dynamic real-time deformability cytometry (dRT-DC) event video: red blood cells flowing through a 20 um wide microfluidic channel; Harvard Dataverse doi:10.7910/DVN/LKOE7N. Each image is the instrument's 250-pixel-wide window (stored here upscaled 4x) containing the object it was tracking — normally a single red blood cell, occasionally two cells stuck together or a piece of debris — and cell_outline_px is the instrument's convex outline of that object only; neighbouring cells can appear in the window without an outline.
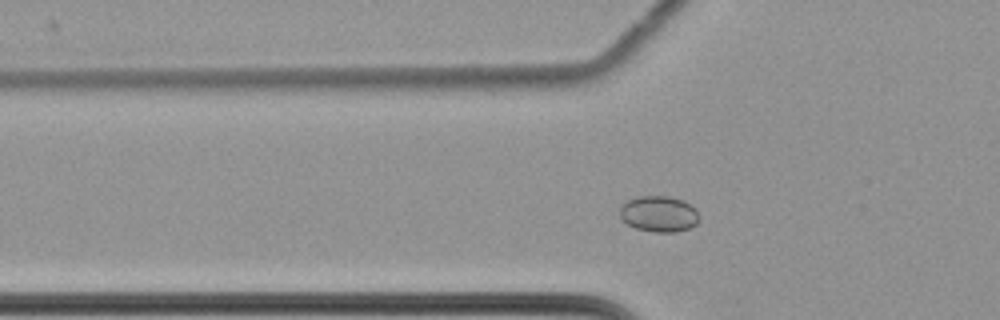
{"species": "common noctule bat (a hibernating species)", "species_latin": "Nyctalus noctula", "temperature_condition": "cold", "stored_images_in_passage": 50, "camera_frame_rate_fps": 3000, "um_per_image_px": 0.085, "animal": {"sex": "female", "body_mass_g": 22.7, "forearm_length_mm": 54.2}, "frame": {"image": 1, "passage_image": 11, "time_ms": 3.333, "image_size_px": [1000, 320], "cell_outline_px": [[700, 220], [696, 224], [688, 228], [676, 232], [652, 232], [636, 228], [628, 224], [620, 216], [620, 204], [624, 200], [640, 196], [672, 196], [684, 200], [696, 208], [700, 216]], "centroid_in_image_um": [56.02, 18.16], "position_along_channel_um": 69.8, "area_um2": 16.99}}
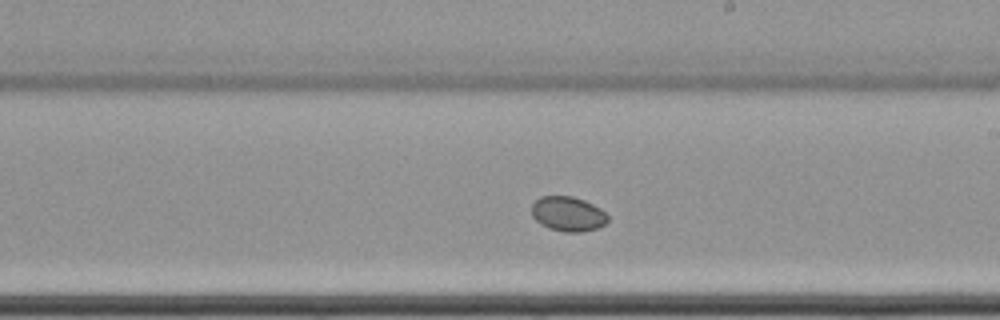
{"frame": {"image": 2, "passage_image": 26, "time_ms": 8.333, "image_size_px": [1000, 320], "cell_outline_px": [[608, 220], [604, 224], [596, 228], [584, 232], [564, 232], [548, 228], [536, 220], [532, 216], [532, 204], [540, 196], [572, 196], [584, 200], [600, 208], [608, 216]], "centroid_in_image_um": [48.27, 18.18], "position_along_channel_um": 240.7, "area_um2": 15.37}}
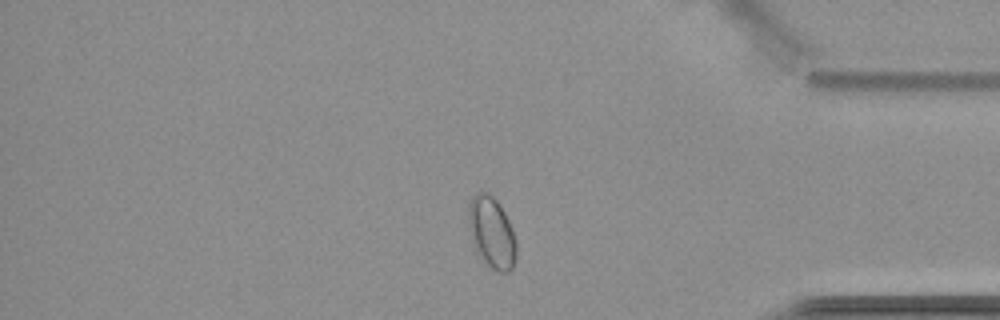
{"frame": {"image": 3, "passage_image": 41, "time_ms": 13.333, "image_size_px": [1000, 320], "cell_outline_px": [[516, 260], [512, 268], [508, 272], [500, 272], [492, 268], [484, 260], [472, 244], [468, 224], [468, 204], [472, 196], [476, 192], [484, 192], [492, 196], [496, 200], [504, 212], [512, 228], [516, 240]], "centroid_in_image_um": [41.78, 19.75], "position_along_channel_um": 393.4, "area_um2": 19.83}}